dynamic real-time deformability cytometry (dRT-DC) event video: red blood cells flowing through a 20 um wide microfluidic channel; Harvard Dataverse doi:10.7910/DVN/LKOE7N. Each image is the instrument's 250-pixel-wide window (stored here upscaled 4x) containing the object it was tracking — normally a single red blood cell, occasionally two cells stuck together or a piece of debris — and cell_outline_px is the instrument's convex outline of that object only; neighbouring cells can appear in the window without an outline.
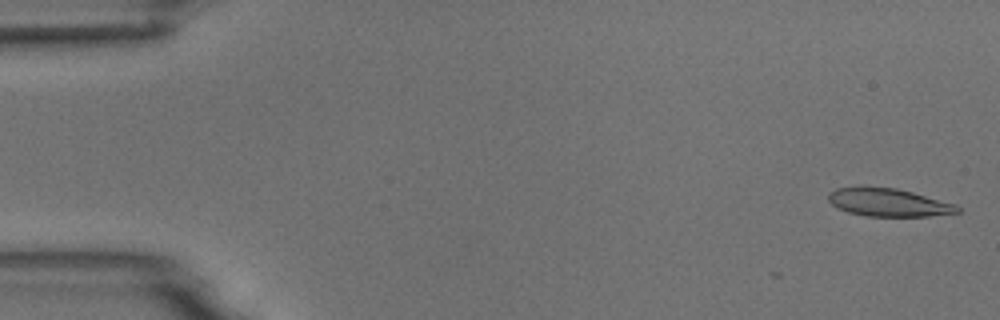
{"species": "common noctule bat (a hibernating species)", "species_latin": "Nyctalus noctula", "temperature_condition": "room temperature", "stored_images_in_passage": 4, "camera_frame_rate_fps": 3000, "um_per_image_px": 0.085, "animal": {"sex": "male", "body_mass_g": 18.8}, "frame": {"image": 1, "passage_image": 1, "time_ms": 0.0, "image_size_px": [1000, 320], "cell_outline_px": [[960, 212], [928, 216], [864, 216], [848, 212], [836, 208], [828, 200], [828, 192], [836, 188], [864, 184], [896, 188], [912, 192], [956, 204], [960, 208]], "centroid_in_image_um": [75.44, 17.17], "position_along_channel_um": 9.6, "area_um2": 21.62}}
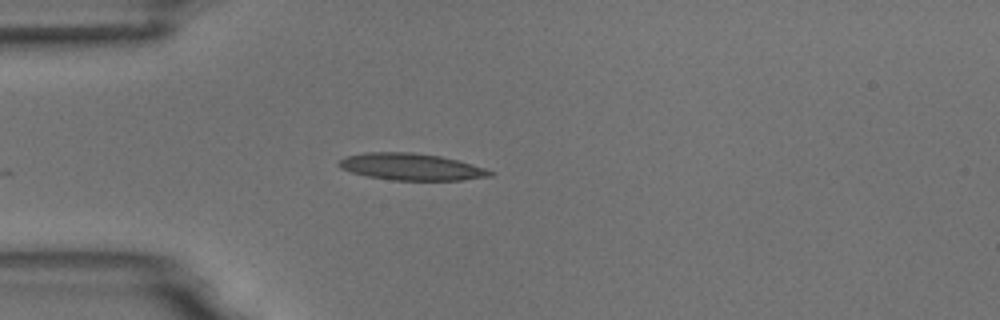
{"frame": {"image": 2, "passage_image": 4, "time_ms": 4.333, "image_size_px": [1000, 320], "cell_outline_px": [[496, 172], [492, 176], [460, 180], [392, 180], [368, 176], [352, 172], [340, 168], [336, 164], [340, 160], [348, 156], [364, 152], [412, 152], [440, 156], [456, 160], [484, 168]], "centroid_in_image_um": [34.94, 14.18], "position_along_channel_um": 50.1, "area_um2": 23.47}}